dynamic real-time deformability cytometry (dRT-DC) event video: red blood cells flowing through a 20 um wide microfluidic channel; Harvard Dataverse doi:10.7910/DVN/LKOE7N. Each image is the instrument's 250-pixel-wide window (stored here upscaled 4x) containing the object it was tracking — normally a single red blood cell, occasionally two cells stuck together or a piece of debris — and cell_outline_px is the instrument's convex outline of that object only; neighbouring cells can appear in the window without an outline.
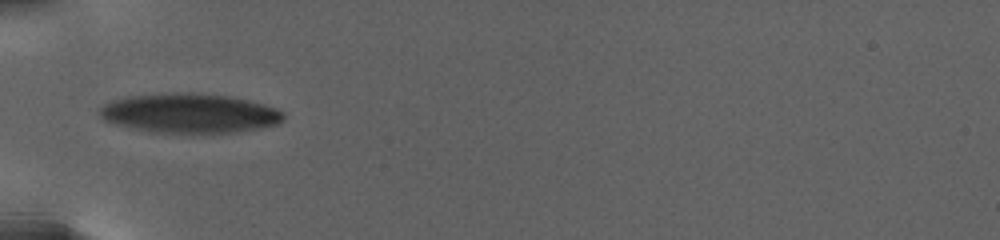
{"species": "human", "species_latin": "Homo sapiens", "temperature_condition": "warm", "stored_images_in_passage": 45, "camera_frame_rate_fps": 3000, "um_per_image_px": 0.085, "donor": {"sex": "female"}, "frame": {"image": 1, "passage_image": 1, "time_ms": 0.0, "image_size_px": [1000, 240], "cell_outline_px": [[284, 120], [280, 124], [260, 128], [212, 136], [192, 136], [148, 132], [116, 124], [104, 120], [100, 116], [100, 108], [104, 104], [112, 100], [128, 96], [176, 92], [192, 92], [228, 96], [248, 100], [276, 108], [284, 112]], "centroid_in_image_um": [16.14, 9.68], "position_along_channel_um": 68.9, "area_um2": 43.81}}
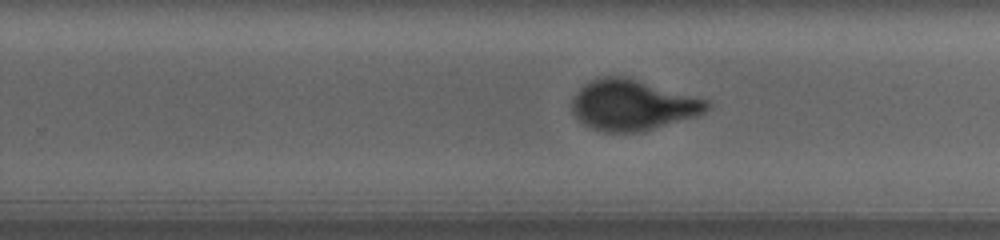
{"frame": {"image": 2, "passage_image": 20, "time_ms": 8.0, "image_size_px": [1000, 240], "cell_outline_px": [[712, 104], [700, 116], [644, 132], [604, 132], [592, 128], [584, 124], [572, 112], [572, 100], [576, 92], [584, 84], [592, 80], [604, 76], [624, 76], [708, 100]], "centroid_in_image_um": [53.8, 8.95], "position_along_channel_um": 276.0, "area_um2": 39.94}}
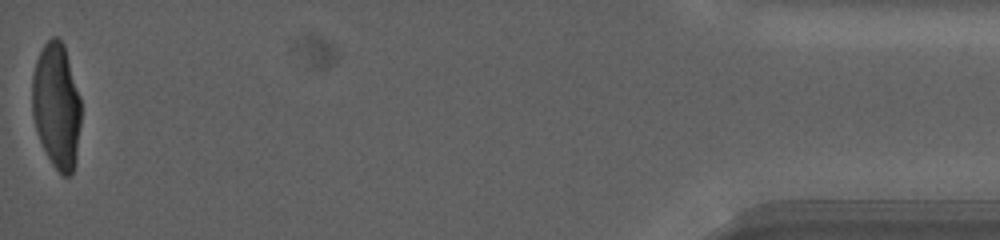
{"frame": {"image": 3, "passage_image": 45, "time_ms": 17.0, "image_size_px": [1000, 240], "cell_outline_px": [[80, 124], [76, 156], [72, 172], [68, 176], [64, 176], [52, 164], [40, 140], [32, 116], [32, 72], [36, 60], [44, 44], [52, 36], [56, 36], [64, 44], [80, 96]], "centroid_in_image_um": [4.79, 8.94], "position_along_channel_um": 430.4, "area_um2": 35.55}, "authors_computed_cell_mechanics": {"area_um2": 38.6104, "velocity_mm_per_s": 2.6389, "shape_relaxation_time_tau1_ms": 6.1622, "shape_relaxation_time_tau2_ms": null, "deformation_change_tau1": 0.2231, "deformation_change_tau2": null}}